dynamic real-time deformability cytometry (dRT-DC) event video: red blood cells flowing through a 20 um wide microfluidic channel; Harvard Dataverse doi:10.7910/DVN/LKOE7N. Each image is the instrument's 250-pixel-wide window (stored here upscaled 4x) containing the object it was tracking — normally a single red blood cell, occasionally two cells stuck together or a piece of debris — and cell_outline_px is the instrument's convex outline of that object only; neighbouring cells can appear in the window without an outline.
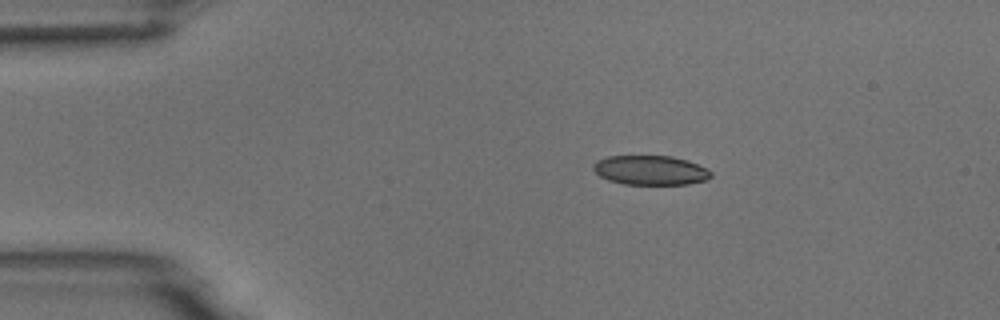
{"species": "common noctule bat (a hibernating species)", "species_latin": "Nyctalus noctula", "temperature_condition": "room temperature", "stored_images_in_passage": 4, "camera_frame_rate_fps": 3000, "um_per_image_px": 0.085, "animal": {"sex": "male", "body_mass_g": 18.8}, "frame": {"image": 1, "passage_image": 1, "time_ms": 0.0, "image_size_px": [1000, 320], "cell_outline_px": [[712, 176], [708, 180], [688, 184], [624, 184], [608, 180], [600, 176], [592, 168], [592, 164], [596, 160], [608, 156], [672, 156], [688, 160], [708, 168], [712, 172]], "centroid_in_image_um": [55.31, 14.46], "position_along_channel_um": 29.7, "area_um2": 20.4}}
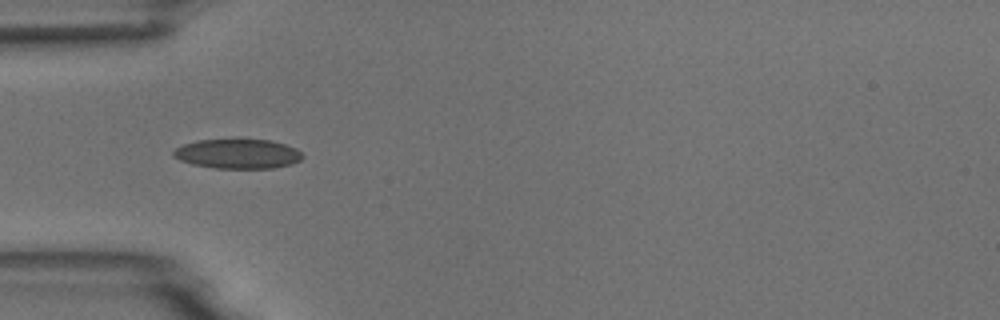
{"frame": {"image": 2, "passage_image": 3, "time_ms": 2.333, "image_size_px": [1000, 320], "cell_outline_px": [[304, 156], [300, 160], [292, 164], [272, 168], [216, 168], [192, 164], [180, 160], [172, 156], [172, 152], [176, 148], [184, 144], [200, 140], [236, 136], [272, 140], [296, 148]], "centroid_in_image_um": [20.21, 13.02], "position_along_channel_um": 64.8, "area_um2": 23.12}}